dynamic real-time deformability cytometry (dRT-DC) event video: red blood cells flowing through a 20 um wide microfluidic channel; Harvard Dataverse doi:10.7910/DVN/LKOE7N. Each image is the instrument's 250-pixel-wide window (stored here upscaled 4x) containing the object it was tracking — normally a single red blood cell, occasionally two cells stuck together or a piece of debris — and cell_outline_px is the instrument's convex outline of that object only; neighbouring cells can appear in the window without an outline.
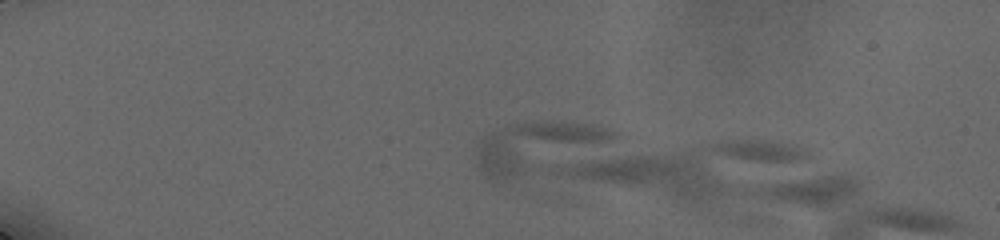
{"species": "human", "species_latin": "Homo sapiens", "temperature_condition": "cold", "stored_images_in_passage": 2, "camera_frame_rate_fps": 3000, "um_per_image_px": 0.085, "donor": {"sex": "male"}, "frame": {"image": 1, "passage_image": 1, "time_ms": 0.0, "image_size_px": [1000, 240], "cell_outline_px": [[616, 132], [612, 136], [524, 172], [500, 180], [496, 180], [484, 176], [472, 156], [480, 140], [484, 136], [492, 132], [512, 124], [524, 120], [596, 124]], "centroid_in_image_um": [45.28, 12.38], "position_along_channel_um": 39.7, "area_um2": 36.01}}